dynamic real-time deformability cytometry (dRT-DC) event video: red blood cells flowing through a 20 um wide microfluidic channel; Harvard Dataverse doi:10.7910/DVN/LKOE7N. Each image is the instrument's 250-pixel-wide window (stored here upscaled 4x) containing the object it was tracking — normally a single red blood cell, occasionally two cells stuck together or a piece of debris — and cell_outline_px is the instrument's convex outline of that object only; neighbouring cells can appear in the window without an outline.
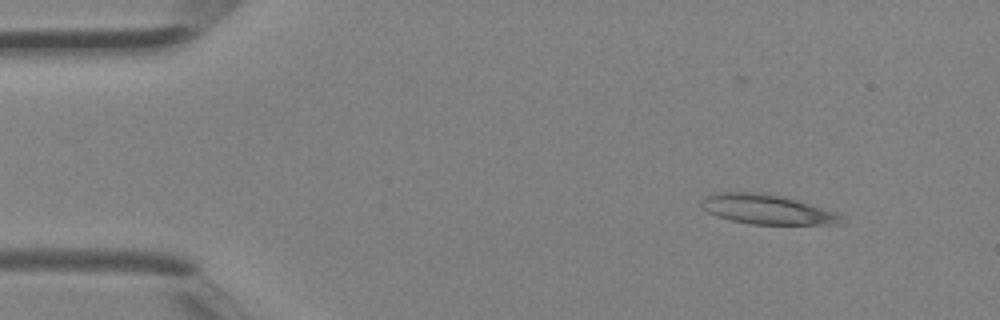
{"species": "Egyptian fruit bat (a non-hibernating species)", "species_latin": "Rousettus aegyptiacus", "temperature_condition": "room temperature", "stored_images_in_passage": 3, "camera_frame_rate_fps": 3000, "um_per_image_px": 0.085, "animal": {"sex": "female"}, "frame": {"image": 1, "passage_image": 1, "time_ms": 0.0, "image_size_px": [1000, 320], "cell_outline_px": [[844, 224], [752, 224], [732, 220], [716, 216], [708, 212], [700, 204], [700, 200], [704, 196], [720, 192], [768, 192], [784, 196], [836, 212], [844, 216]], "centroid_in_image_um": [65.21, 17.78], "position_along_channel_um": 19.8, "area_um2": 24.39}}